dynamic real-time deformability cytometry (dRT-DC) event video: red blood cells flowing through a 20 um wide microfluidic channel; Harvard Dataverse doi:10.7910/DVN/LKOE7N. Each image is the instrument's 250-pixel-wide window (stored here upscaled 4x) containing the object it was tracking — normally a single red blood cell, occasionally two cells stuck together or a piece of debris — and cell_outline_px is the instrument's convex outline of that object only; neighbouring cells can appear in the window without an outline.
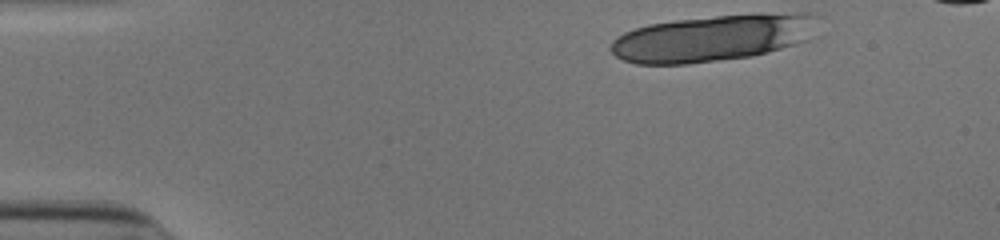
{"species": "human", "species_latin": "Homo sapiens", "temperature_condition": "cold", "stored_images_in_passage": 12, "camera_frame_rate_fps": 3000, "um_per_image_px": 0.085, "donor": {"sex": "male"}, "frame": {"image": 1, "passage_image": 1, "time_ms": 0.0, "image_size_px": [1000, 240], "cell_outline_px": [[816, 16], [808, 40], [768, 52], [748, 56], [684, 64], [636, 64], [624, 60], [616, 56], [608, 48], [612, 40], [616, 36], [624, 32], [648, 24], [676, 20], [752, 12], [808, 12]], "centroid_in_image_um": [60.55, 3.2], "position_along_channel_um": 24.5, "area_um2": 56.3}}